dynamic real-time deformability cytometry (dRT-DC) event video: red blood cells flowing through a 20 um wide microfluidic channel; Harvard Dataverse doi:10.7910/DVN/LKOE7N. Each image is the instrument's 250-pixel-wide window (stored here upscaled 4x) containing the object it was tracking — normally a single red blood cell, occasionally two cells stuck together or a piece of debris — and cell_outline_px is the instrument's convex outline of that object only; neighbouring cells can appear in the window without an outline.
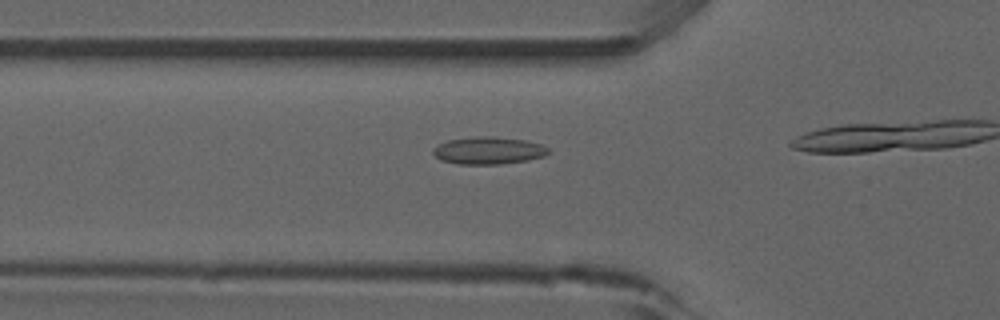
{"species": "common noctule bat (a hibernating species)", "species_latin": "Nyctalus noctula", "temperature_condition": "room temperature", "stored_images_in_passage": 4, "camera_frame_rate_fps": 3000, "um_per_image_px": 0.085, "animal": {"sex": "male", "forearm_length_mm": 52.5}, "frame": {"image": 1, "passage_image": 2, "time_ms": 0.333, "image_size_px": [1000, 320], "cell_outline_px": [[548, 152], [544, 156], [528, 160], [500, 164], [456, 164], [440, 160], [432, 152], [432, 148], [448, 140], [476, 136], [492, 136], [524, 140], [540, 144], [548, 148]], "centroid_in_image_um": [41.48, 12.8], "position_along_channel_um": 84.3, "area_um2": 18.32}}